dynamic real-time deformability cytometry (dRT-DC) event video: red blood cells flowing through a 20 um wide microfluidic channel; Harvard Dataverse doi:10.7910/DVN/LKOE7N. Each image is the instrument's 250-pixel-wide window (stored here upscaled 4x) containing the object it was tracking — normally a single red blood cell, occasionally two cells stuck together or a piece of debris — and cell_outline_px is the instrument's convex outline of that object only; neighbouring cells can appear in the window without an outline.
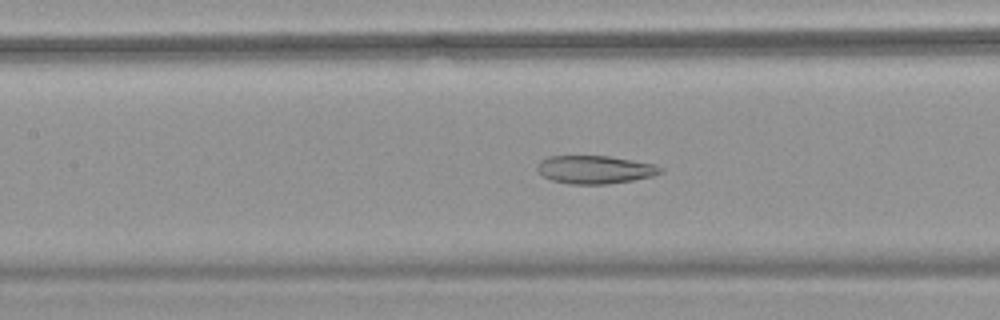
{"species": "common noctule bat (a hibernating species)", "species_latin": "Nyctalus noctula", "temperature_condition": "warm", "stored_images_in_passage": 54, "camera_frame_rate_fps": 3000, "um_per_image_px": 0.085, "animal": {"sex": "female", "body_mass_g": 18.4}, "frame": {"image": 1, "passage_image": 26, "time_ms": 8.333, "image_size_px": [1000, 320], "cell_outline_px": [[664, 172], [652, 176], [632, 180], [608, 184], [568, 184], [552, 180], [544, 176], [536, 168], [540, 160], [548, 156], [608, 156], [656, 164], [664, 168]], "centroid_in_image_um": [50.6, 14.41], "position_along_channel_um": 156.8, "area_um2": 20.23}}
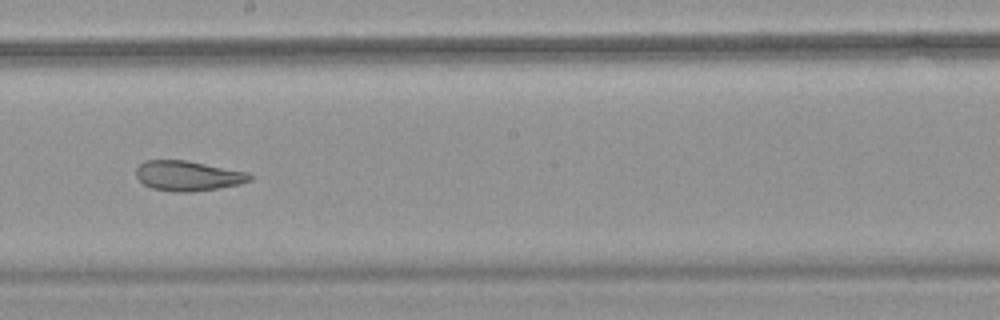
{"frame": {"image": 2, "passage_image": 32, "time_ms": 10.333, "image_size_px": [1000, 320], "cell_outline_px": [[252, 180], [240, 184], [220, 188], [192, 192], [172, 192], [152, 188], [144, 184], [136, 176], [136, 168], [144, 160], [188, 160], [248, 172], [252, 176]], "centroid_in_image_um": [15.99, 14.94], "position_along_channel_um": 232.2, "area_um2": 20.11}}
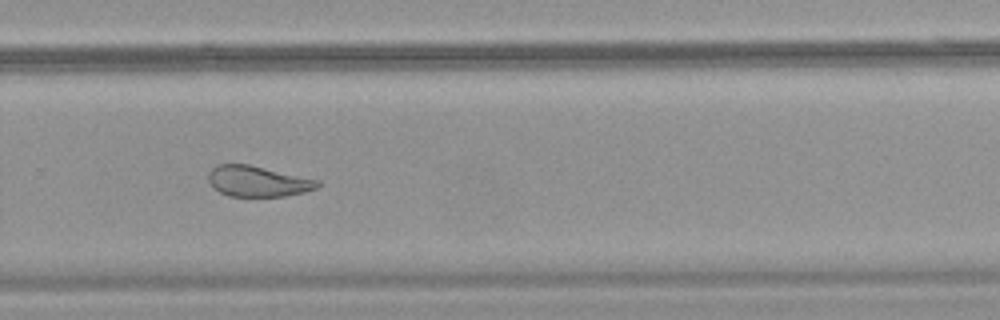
{"frame": {"image": 3, "passage_image": 38, "time_ms": 12.333, "image_size_px": [1000, 320], "cell_outline_px": [[320, 184], [316, 188], [304, 192], [284, 196], [228, 196], [212, 188], [208, 180], [208, 172], [216, 164], [248, 164], [320, 180]], "centroid_in_image_um": [21.88, 15.4], "position_along_channel_um": 307.9, "area_um2": 19.59}, "authors_computed_cell_mechanics": {"area_um2": 26.7903, "velocity_mm_per_s": 3.7844, "shape_relaxation_time_tau1_ms": null, "shape_relaxation_time_tau2_ms": 2.177, "deformation_change_tau1": null, "deformation_change_tau2": 0.1019}}